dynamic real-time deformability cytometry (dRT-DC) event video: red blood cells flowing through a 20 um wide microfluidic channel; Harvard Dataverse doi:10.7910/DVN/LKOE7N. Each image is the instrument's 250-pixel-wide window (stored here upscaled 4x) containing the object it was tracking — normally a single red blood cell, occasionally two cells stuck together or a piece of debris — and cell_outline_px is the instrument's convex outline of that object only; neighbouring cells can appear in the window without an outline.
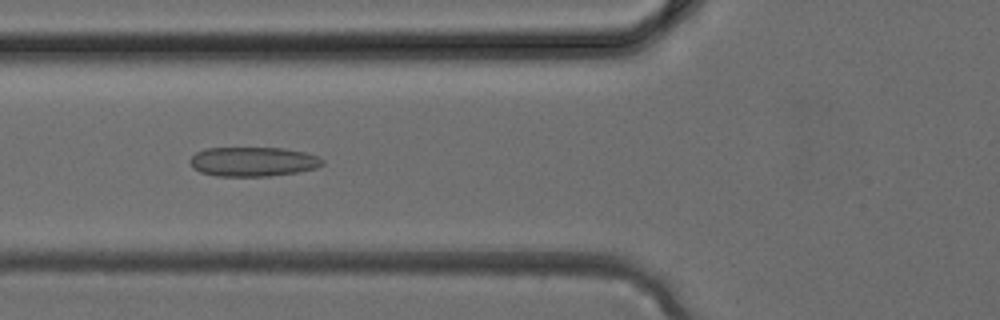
{"species": "common noctule bat (a hibernating species)", "species_latin": "Nyctalus noctula", "temperature_condition": "cold", "stored_images_in_passage": 34, "camera_frame_rate_fps": 3000, "um_per_image_px": 0.085, "animal": {"sex": "female", "body_mass_g": 24.6, "forearm_length_mm": 56.2}, "frame": {"image": 1, "passage_image": 14, "time_ms": 4.333, "image_size_px": [1000, 320], "cell_outline_px": [[324, 164], [316, 168], [296, 172], [268, 176], [216, 176], [200, 172], [192, 168], [188, 160], [196, 152], [208, 148], [284, 148], [304, 152], [316, 156], [324, 160]], "centroid_in_image_um": [21.48, 13.74], "position_along_channel_um": 104.3, "area_um2": 22.72}}
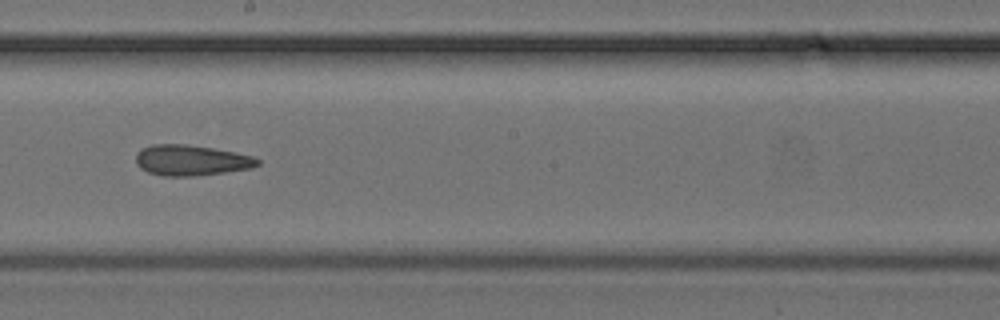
{"frame": {"image": 2, "passage_image": 21, "time_ms": 6.667, "image_size_px": [1000, 320], "cell_outline_px": [[260, 164], [252, 168], [224, 172], [192, 176], [164, 176], [148, 172], [140, 168], [136, 164], [136, 156], [140, 148], [152, 144], [188, 144], [236, 152], [252, 156], [260, 160]], "centroid_in_image_um": [16.23, 13.62], "position_along_channel_um": 232.0, "area_um2": 21.79}}
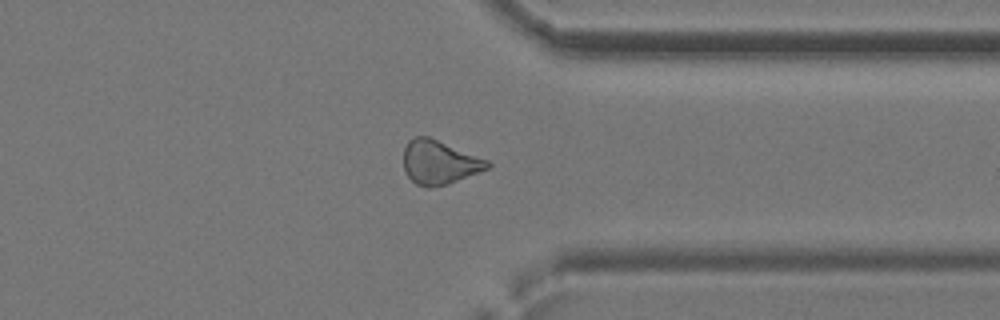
{"frame": {"image": 3, "passage_image": 29, "time_ms": 9.333, "image_size_px": [1000, 320], "cell_outline_px": [[492, 164], [488, 168], [480, 172], [448, 184], [428, 188], [416, 184], [404, 172], [404, 148], [408, 140], [412, 136], [428, 136], [488, 160]], "centroid_in_image_um": [37.32, 13.8], "position_along_channel_um": 374.1, "area_um2": 21.5}}